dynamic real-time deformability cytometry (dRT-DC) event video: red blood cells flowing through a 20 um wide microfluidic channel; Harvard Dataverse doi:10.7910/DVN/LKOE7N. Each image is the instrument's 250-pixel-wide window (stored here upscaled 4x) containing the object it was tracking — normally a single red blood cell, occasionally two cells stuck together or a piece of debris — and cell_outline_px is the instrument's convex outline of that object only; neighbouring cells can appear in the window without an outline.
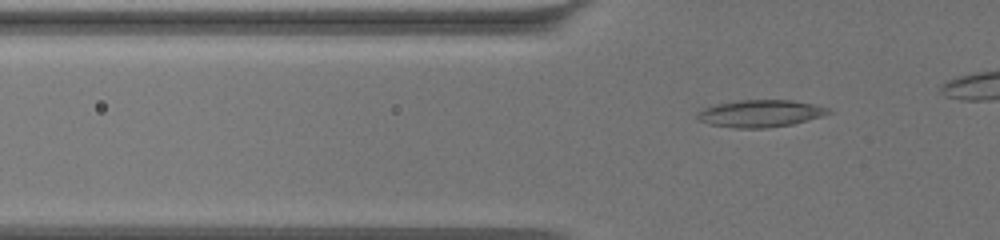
{"species": "common noctule bat (a hibernating species)", "species_latin": "Nyctalus noctula", "temperature_condition": "warm", "stored_images_in_passage": 51, "camera_frame_rate_fps": 3000, "um_per_image_px": 0.085, "animal": {"sex": "female", "body_mass_g": 19.5, "forearm_length_mm": 54.1}, "frame": {"image": 1, "passage_image": 18, "time_ms": 5.667, "image_size_px": [1000, 240], "cell_outline_px": [[832, 112], [820, 116], [792, 124], [768, 128], [736, 128], [708, 124], [696, 120], [696, 112], [704, 108], [716, 104], [740, 100], [792, 100], [812, 104], [828, 108]], "centroid_in_image_um": [64.55, 9.65], "position_along_channel_um": 61.2, "area_um2": 20.69}}
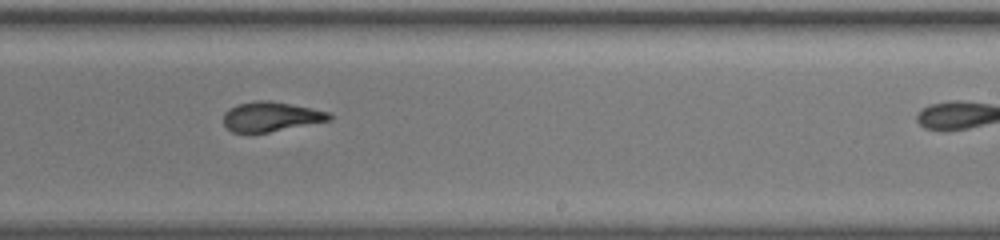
{"frame": {"image": 2, "passage_image": 37, "time_ms": 12.0, "image_size_px": [1000, 240], "cell_outline_px": [[332, 120], [268, 132], [232, 132], [224, 124], [224, 112], [228, 108], [236, 104], [256, 100], [268, 100], [312, 108], [332, 112]], "centroid_in_image_um": [23.04, 9.9], "position_along_channel_um": 266.0, "area_um2": 18.32}}
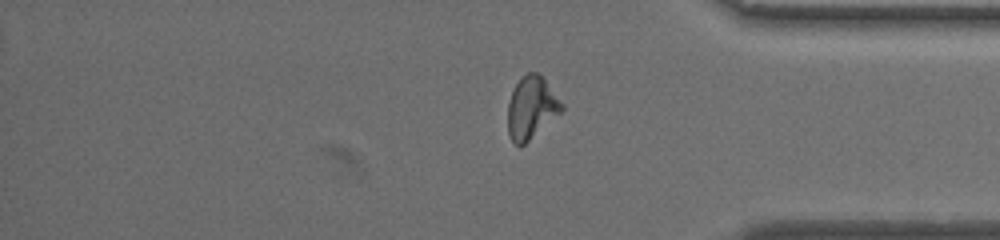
{"frame": {"image": 3, "passage_image": 49, "time_ms": 16.0, "image_size_px": [1000, 240], "cell_outline_px": [[564, 108], [560, 112], [520, 148], [512, 140], [508, 132], [508, 104], [512, 92], [516, 84], [528, 72], [536, 72], [544, 80], [564, 104]], "centroid_in_image_um": [45.15, 9.17], "position_along_channel_um": 390.0, "area_um2": 19.02}}